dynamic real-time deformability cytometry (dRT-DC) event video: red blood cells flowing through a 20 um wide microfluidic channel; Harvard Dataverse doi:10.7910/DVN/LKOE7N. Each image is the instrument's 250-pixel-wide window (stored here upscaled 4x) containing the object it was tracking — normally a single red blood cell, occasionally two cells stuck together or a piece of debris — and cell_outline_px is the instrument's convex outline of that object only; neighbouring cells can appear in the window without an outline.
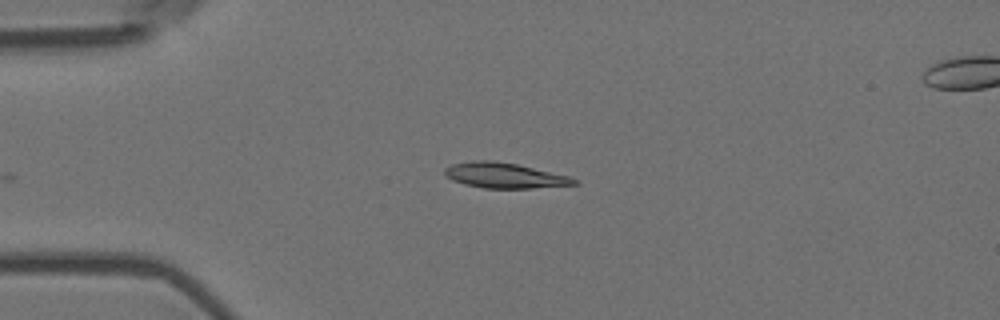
{"species": "Egyptian fruit bat (a non-hibernating species)", "species_latin": "Rousettus aegyptiacus", "temperature_condition": "room temperature", "stored_images_in_passage": 42, "camera_frame_rate_fps": 3000, "um_per_image_px": 0.085, "animal": {"sex": "female"}, "frame": {"image": 1, "passage_image": 1, "time_ms": 0.0, "image_size_px": [1000, 320], "cell_outline_px": [[580, 184], [532, 188], [484, 188], [464, 184], [452, 180], [444, 176], [444, 168], [452, 164], [472, 160], [492, 160], [516, 164], [568, 176], [580, 180]], "centroid_in_image_um": [42.86, 14.91], "position_along_channel_um": 42.1, "area_um2": 19.13}}
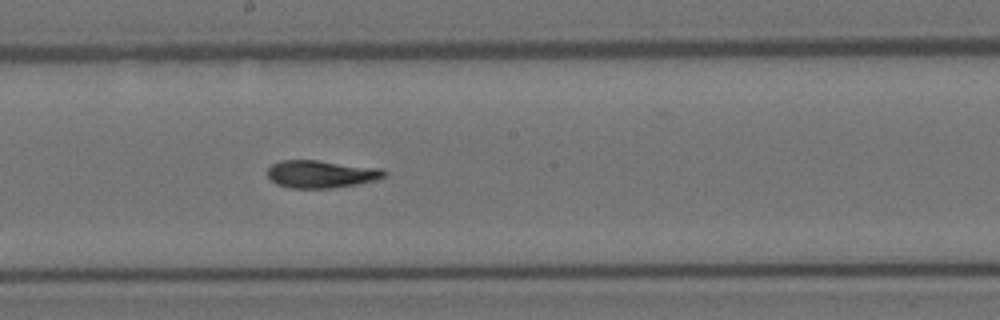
{"frame": {"image": 2, "passage_image": 18, "time_ms": 5.667, "image_size_px": [1000, 320], "cell_outline_px": [[388, 172], [384, 176], [376, 180], [356, 184], [332, 188], [288, 188], [276, 184], [268, 176], [268, 168], [272, 164], [280, 160], [316, 160], [384, 168]], "centroid_in_image_um": [27.31, 14.79], "position_along_channel_um": 220.9, "area_um2": 18.9}}
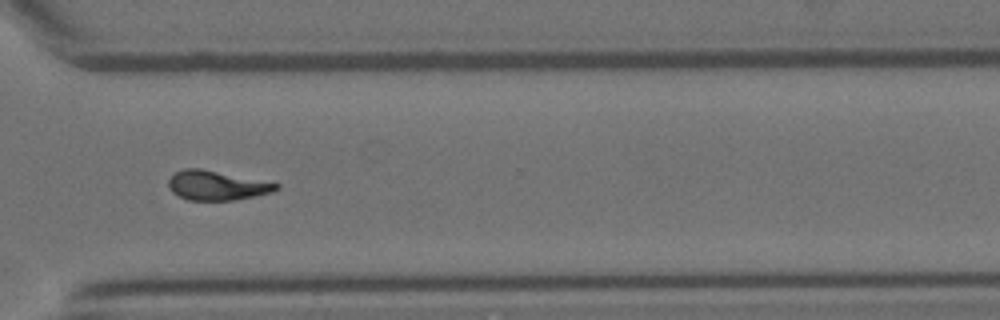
{"frame": {"image": 3, "passage_image": 29, "time_ms": 9.333, "image_size_px": [1000, 320], "cell_outline_px": [[280, 188], [272, 192], [232, 200], [188, 200], [172, 192], [168, 188], [168, 180], [176, 172], [184, 168], [200, 168], [280, 184]], "centroid_in_image_um": [18.39, 15.76], "position_along_channel_um": 352.2, "area_um2": 18.21}}